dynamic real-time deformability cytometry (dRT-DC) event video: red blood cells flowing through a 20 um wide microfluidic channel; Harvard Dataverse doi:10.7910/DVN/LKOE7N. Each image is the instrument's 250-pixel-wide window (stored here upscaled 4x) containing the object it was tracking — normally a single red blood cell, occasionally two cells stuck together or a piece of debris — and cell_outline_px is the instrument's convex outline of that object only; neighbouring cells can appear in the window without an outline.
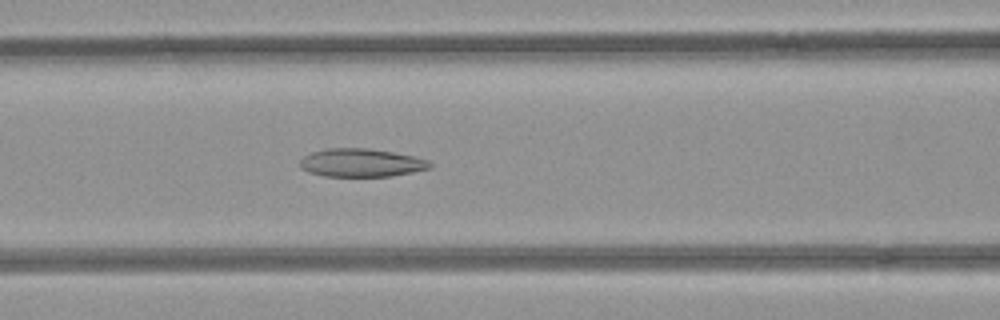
{"species": "common noctule bat (a hibernating species)", "species_latin": "Nyctalus noctula", "temperature_condition": "room temperature", "stored_images_in_passage": 39, "camera_frame_rate_fps": 3000, "um_per_image_px": 0.085, "animal": {"sex": "female", "body_mass_g": 21.9}, "frame": {"image": 1, "passage_image": 18, "time_ms": 5.667, "image_size_px": [1000, 320], "cell_outline_px": [[432, 168], [392, 176], [324, 176], [308, 172], [300, 168], [300, 160], [304, 156], [312, 152], [328, 148], [364, 148], [392, 152], [412, 156], [428, 160], [432, 164]], "centroid_in_image_um": [30.69, 13.84], "position_along_channel_um": 135.9, "area_um2": 21.27}}
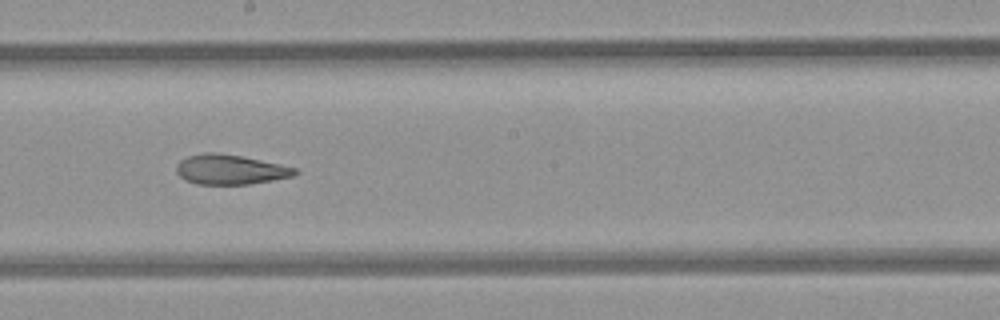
{"frame": {"image": 2, "passage_image": 25, "time_ms": 8.0, "image_size_px": [1000, 320], "cell_outline_px": [[300, 172], [292, 176], [272, 180], [248, 184], [196, 184], [184, 180], [176, 172], [176, 164], [180, 160], [188, 156], [204, 152], [216, 152], [240, 156], [260, 160], [296, 168]], "centroid_in_image_um": [19.52, 14.41], "position_along_channel_um": 228.7, "area_um2": 20.52}}
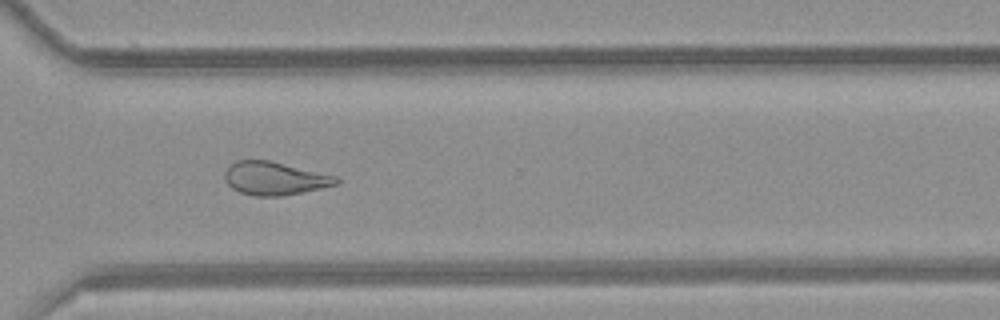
{"frame": {"image": 3, "passage_image": 34, "time_ms": 11.0, "image_size_px": [1000, 320], "cell_outline_px": [[340, 180], [336, 184], [320, 188], [280, 196], [256, 196], [240, 192], [232, 188], [224, 180], [224, 172], [228, 164], [236, 160], [268, 160], [336, 176]], "centroid_in_image_um": [23.27, 15.15], "position_along_channel_um": 347.3, "area_um2": 21.39}}